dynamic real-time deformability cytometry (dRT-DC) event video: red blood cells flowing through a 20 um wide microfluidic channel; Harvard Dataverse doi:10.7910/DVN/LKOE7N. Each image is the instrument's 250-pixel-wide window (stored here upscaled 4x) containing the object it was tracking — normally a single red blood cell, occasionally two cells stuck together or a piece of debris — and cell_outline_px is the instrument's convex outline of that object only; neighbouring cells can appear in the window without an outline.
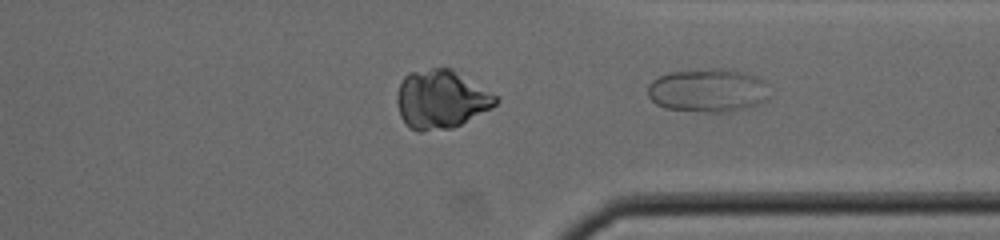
{"species": "common noctule bat (a hibernating species)", "species_latin": "Nyctalus noctula", "temperature_condition": "cold", "stored_images_in_passage": 30, "camera_frame_rate_fps": 3000, "um_per_image_px": 0.085, "animal": {"sex": "male", "body_mass_g": 19.0, "forearm_length_mm": 50.8}, "frame": {"image": 1, "passage_image": 30, "time_ms": 9.667, "image_size_px": [1000, 240], "cell_outline_px": [[768, 100], [760, 104], [748, 108], [728, 112], [712, 112], [664, 108], [656, 104], [648, 96], [648, 84], [652, 80], [660, 76], [672, 72], [708, 68], [720, 68], [744, 72], [756, 76], [764, 80], [768, 84]], "centroid_in_image_um": [60.21, 7.68], "position_along_channel_um": 351.2, "area_um2": 31.15}}